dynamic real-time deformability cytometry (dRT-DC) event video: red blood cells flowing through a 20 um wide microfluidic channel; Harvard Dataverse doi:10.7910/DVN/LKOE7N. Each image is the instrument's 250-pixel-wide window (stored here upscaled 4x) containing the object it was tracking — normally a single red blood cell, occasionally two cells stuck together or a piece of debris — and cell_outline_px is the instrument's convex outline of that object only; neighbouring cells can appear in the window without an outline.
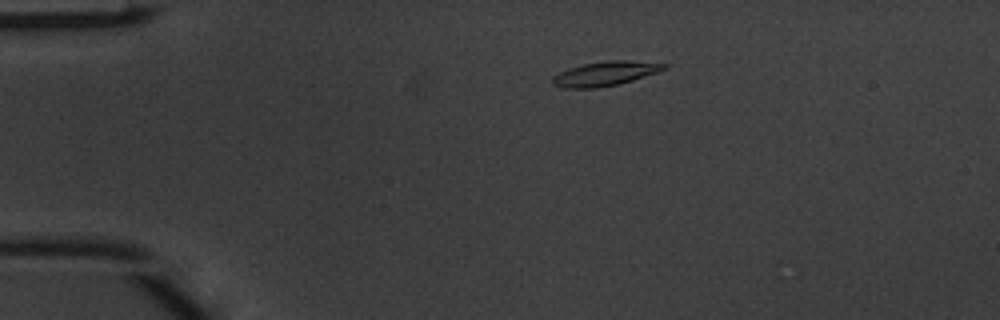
{"species": "common noctule bat (a hibernating species)", "species_latin": "Nyctalus noctula", "temperature_condition": "warm", "stored_images_in_passage": 2, "camera_frame_rate_fps": 3000, "um_per_image_px": 0.085, "animal": {"sex": "male", "body_mass_g": 20.1, "forearm_length_mm": 53.5}, "frame": {"image": 1, "passage_image": 1, "time_ms": 0.0, "image_size_px": [1000, 320], "cell_outline_px": [[668, 68], [620, 84], [596, 88], [564, 88], [552, 84], [552, 76], [560, 72], [584, 64], [608, 60], [628, 60], [668, 64]], "centroid_in_image_um": [51.44, 6.26], "position_along_channel_um": 33.6, "area_um2": 15.66}}